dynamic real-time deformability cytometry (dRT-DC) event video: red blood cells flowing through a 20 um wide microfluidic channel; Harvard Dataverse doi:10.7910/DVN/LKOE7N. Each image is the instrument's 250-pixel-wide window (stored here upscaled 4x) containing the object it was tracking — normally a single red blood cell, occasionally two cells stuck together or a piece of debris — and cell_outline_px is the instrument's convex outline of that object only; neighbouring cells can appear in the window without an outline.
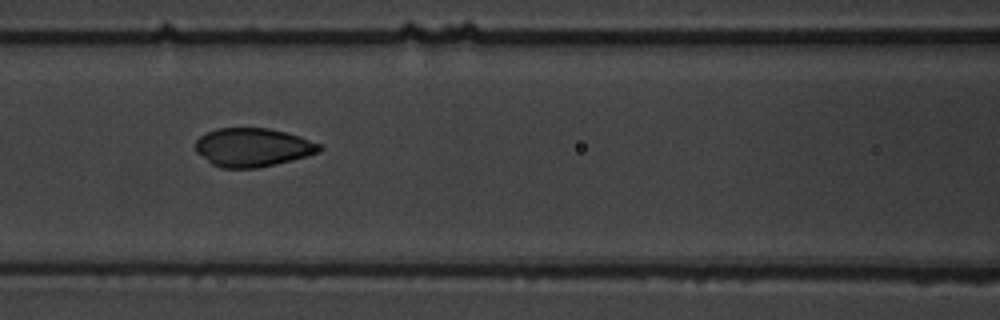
{"species": "common noctule bat (a hibernating species)", "species_latin": "Nyctalus noctula", "temperature_condition": "warm", "stored_images_in_passage": 16, "camera_frame_rate_fps": 3000, "um_per_image_px": 0.085, "animal": {"sex": "male", "body_mass_g": 19.5, "forearm_length_mm": 54.6}, "frame": {"image": 1, "passage_image": 7, "time_ms": 7.667, "image_size_px": [1000, 320], "cell_outline_px": [[324, 148], [320, 152], [276, 164], [256, 168], [220, 168], [212, 164], [196, 152], [196, 140], [200, 136], [216, 128], [268, 128], [300, 136], [324, 144]], "centroid_in_image_um": [21.51, 12.52], "position_along_channel_um": 145.1, "area_um2": 27.98}}
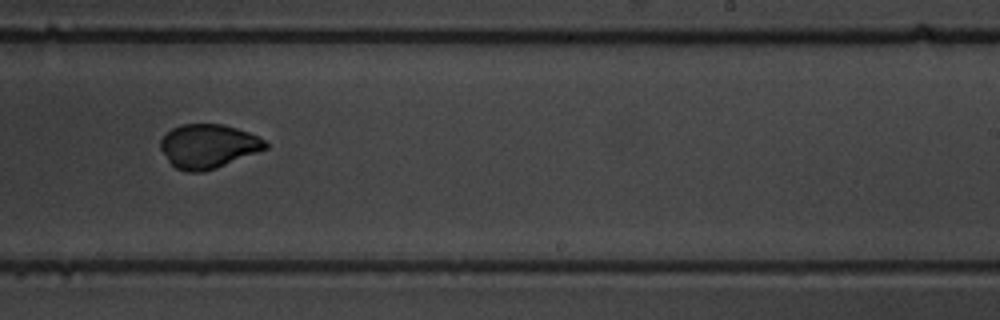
{"frame": {"image": 2, "passage_image": 10, "time_ms": 11.333, "image_size_px": [1000, 320], "cell_outline_px": [[268, 148], [216, 168], [204, 172], [188, 172], [176, 168], [168, 160], [160, 148], [160, 140], [172, 128], [180, 124], [224, 124], [248, 132], [264, 140], [268, 144]], "centroid_in_image_um": [17.69, 12.42], "position_along_channel_um": 271.3, "area_um2": 26.76}}
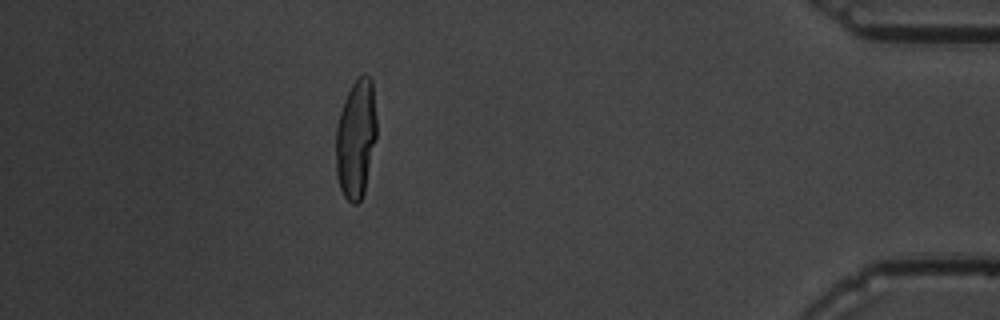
{"frame": {"image": 3, "passage_image": 14, "time_ms": 16.667, "image_size_px": [1000, 320], "cell_outline_px": [[376, 136], [364, 192], [360, 200], [356, 204], [352, 204], [344, 196], [340, 188], [336, 176], [336, 128], [340, 112], [344, 100], [356, 76], [364, 72], [372, 80], [376, 116]], "centroid_in_image_um": [30.25, 11.75], "position_along_channel_um": 405.0, "area_um2": 28.32}, "authors_computed_cell_mechanics": {"area_um2": 27.7729, "velocity_mm_per_s": 3.4593, "shape_relaxation_time_tau1_ms": 4.1607, "shape_relaxation_time_tau2_ms": null, "deformation_change_tau1": 0.15, "deformation_change_tau2": null}}